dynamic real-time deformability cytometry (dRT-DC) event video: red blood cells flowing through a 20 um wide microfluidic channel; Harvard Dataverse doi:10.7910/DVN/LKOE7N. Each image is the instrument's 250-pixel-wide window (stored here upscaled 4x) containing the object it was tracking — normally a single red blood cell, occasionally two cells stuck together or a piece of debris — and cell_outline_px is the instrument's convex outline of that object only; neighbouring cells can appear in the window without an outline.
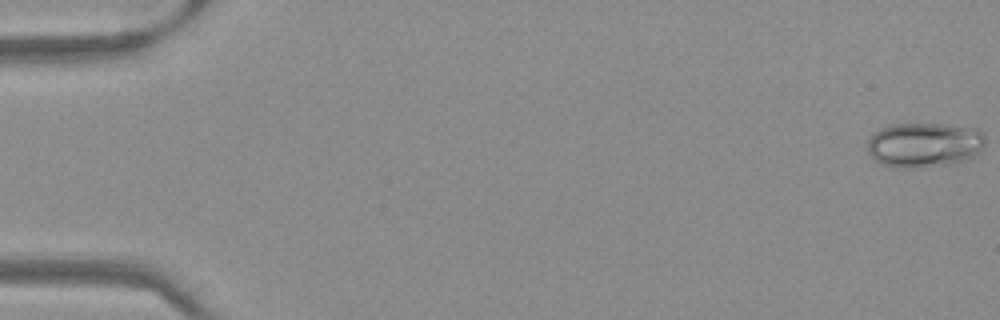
{"species": "Egyptian fruit bat (a non-hibernating species)", "species_latin": "Rousettus aegyptiacus", "temperature_condition": "warm", "stored_images_in_passage": 52, "camera_frame_rate_fps": 3000, "um_per_image_px": 0.085, "frame": {"image": 1, "passage_image": 1, "time_ms": 0.0, "image_size_px": [1000, 320], "cell_outline_px": [[984, 144], [980, 152], [976, 156], [968, 160], [952, 164], [904, 168], [884, 164], [876, 160], [868, 152], [868, 140], [872, 132], [880, 128], [892, 124], [940, 124], [976, 128], [984, 132]], "centroid_in_image_um": [78.6, 12.3], "position_along_channel_um": 6.4, "area_um2": 30.87}}
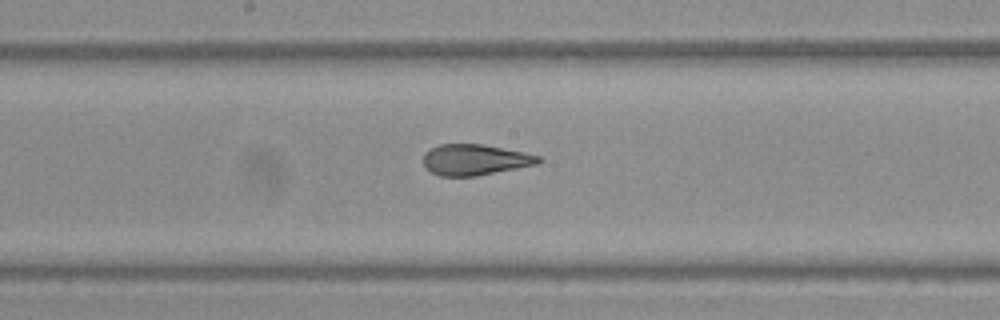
{"frame": {"image": 2, "passage_image": 28, "time_ms": 9.0, "image_size_px": [1000, 320], "cell_outline_px": [[544, 160], [536, 164], [476, 176], [440, 176], [424, 168], [424, 152], [440, 144], [484, 144], [524, 152], [540, 156]], "centroid_in_image_um": [40.37, 13.57], "position_along_channel_um": 207.8, "area_um2": 20.69}}
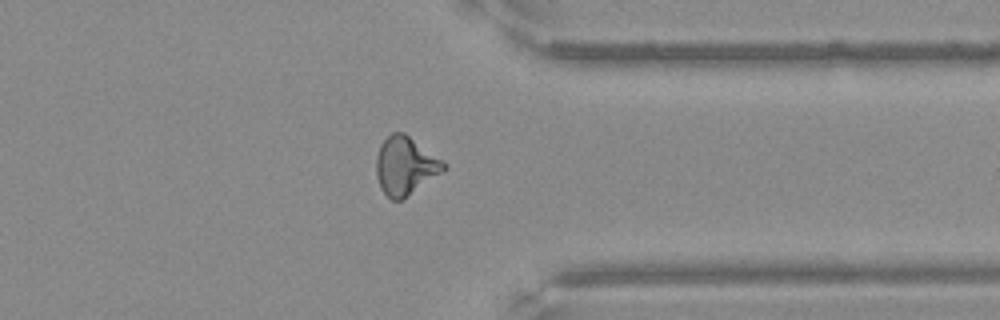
{"frame": {"image": 3, "passage_image": 41, "time_ms": 13.333, "image_size_px": [1000, 320], "cell_outline_px": [[448, 168], [444, 172], [404, 200], [392, 200], [380, 188], [376, 176], [376, 156], [380, 144], [392, 132], [404, 132], [448, 164]], "centroid_in_image_um": [34.48, 14.12], "position_along_channel_um": 376.9, "area_um2": 23.29}}